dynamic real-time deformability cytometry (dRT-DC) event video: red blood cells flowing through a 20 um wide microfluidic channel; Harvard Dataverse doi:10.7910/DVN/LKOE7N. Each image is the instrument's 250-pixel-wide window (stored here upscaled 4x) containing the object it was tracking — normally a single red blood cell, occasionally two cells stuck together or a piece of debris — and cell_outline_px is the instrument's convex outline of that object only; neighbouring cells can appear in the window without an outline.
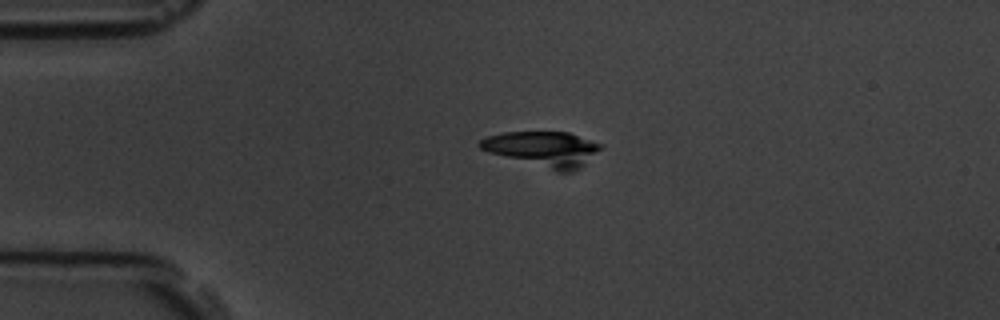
{"species": "common noctule bat (a hibernating species)", "species_latin": "Nyctalus noctula", "temperature_condition": "room temperature", "stored_images_in_passage": 3, "camera_frame_rate_fps": 3000, "um_per_image_px": 0.085, "animal": {"sex": "male", "body_mass_g": 19.5, "forearm_length_mm": 54.6}, "frame": {"image": 1, "passage_image": 1, "time_ms": 0.0, "image_size_px": [1000, 320], "cell_outline_px": [[604, 144], [580, 168], [572, 172], [556, 172], [488, 152], [480, 148], [476, 144], [484, 136], [504, 132], [568, 132]], "centroid_in_image_um": [46.13, 12.66], "position_along_channel_um": 38.9, "area_um2": 24.85}}